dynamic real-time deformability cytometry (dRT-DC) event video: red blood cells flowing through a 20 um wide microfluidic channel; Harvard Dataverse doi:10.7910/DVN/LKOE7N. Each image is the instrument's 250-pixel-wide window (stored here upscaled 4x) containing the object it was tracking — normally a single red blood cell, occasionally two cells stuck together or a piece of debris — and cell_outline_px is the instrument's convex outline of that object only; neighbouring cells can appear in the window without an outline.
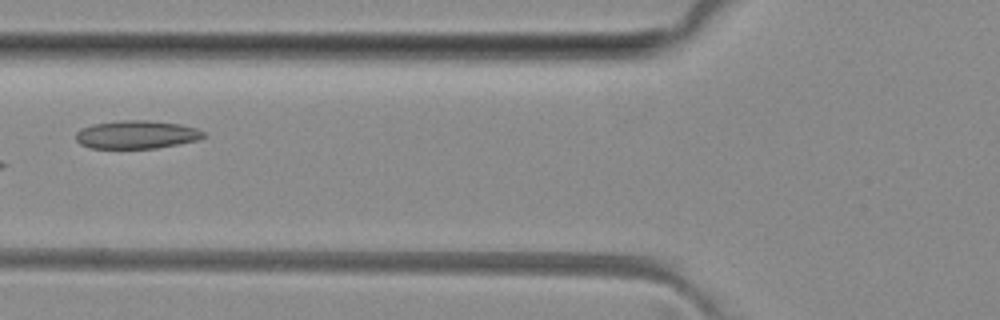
{"species": "common noctule bat (a hibernating species)", "species_latin": "Nyctalus noctula", "temperature_condition": "room temperature", "stored_images_in_passage": 5, "camera_frame_rate_fps": 3000, "um_per_image_px": 0.085, "animal": {"sex": "female", "body_mass_g": 29.2, "forearm_length_mm": 56.3}, "frame": {"image": 1, "passage_image": 5, "time_ms": 5.333, "image_size_px": [1000, 320], "cell_outline_px": [[204, 136], [196, 140], [156, 148], [88, 148], [80, 144], [76, 140], [76, 132], [80, 128], [92, 124], [120, 120], [148, 120], [180, 124], [196, 128], [204, 132]], "centroid_in_image_um": [11.55, 11.43], "position_along_channel_um": 114.3, "area_um2": 20.92}}